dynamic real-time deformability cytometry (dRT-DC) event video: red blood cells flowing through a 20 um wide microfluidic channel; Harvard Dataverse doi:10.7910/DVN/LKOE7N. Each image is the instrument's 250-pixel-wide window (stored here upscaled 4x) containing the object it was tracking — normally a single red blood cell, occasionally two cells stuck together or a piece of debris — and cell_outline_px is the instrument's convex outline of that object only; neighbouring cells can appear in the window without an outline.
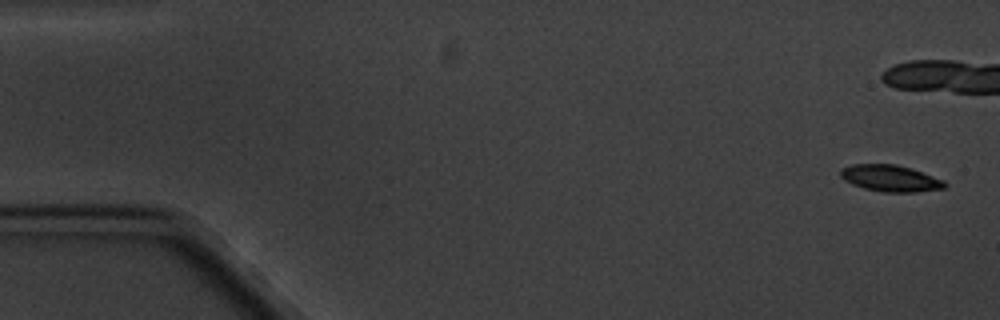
{"species": "common noctule bat (a hibernating species)", "species_latin": "Nyctalus noctula", "temperature_condition": "cold", "stored_images_in_passage": 6, "camera_frame_rate_fps": 3000, "um_per_image_px": 0.085, "animal": {"sex": "male", "body_mass_g": 20.1, "forearm_length_mm": 53.5}, "frame": {"image": 1, "passage_image": 1, "time_ms": 0.0, "image_size_px": [1000, 320], "cell_outline_px": [[948, 184], [944, 188], [916, 192], [884, 192], [864, 188], [852, 184], [844, 180], [840, 176], [840, 168], [852, 164], [896, 164], [912, 168], [944, 180]], "centroid_in_image_um": [75.68, 15.14], "position_along_channel_um": 9.3, "area_um2": 16.24}}